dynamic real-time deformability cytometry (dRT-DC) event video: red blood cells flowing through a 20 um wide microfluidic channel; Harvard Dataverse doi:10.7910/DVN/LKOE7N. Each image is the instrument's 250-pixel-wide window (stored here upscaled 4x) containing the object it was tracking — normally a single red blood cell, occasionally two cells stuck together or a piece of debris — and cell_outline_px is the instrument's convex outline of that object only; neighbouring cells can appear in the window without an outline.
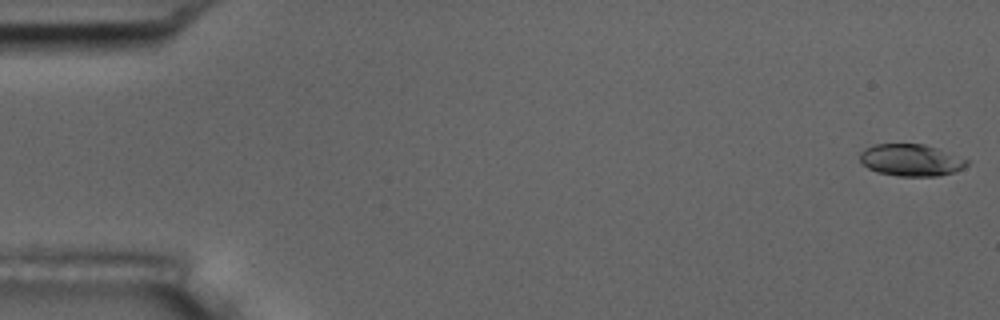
{"species": "common noctule bat (a hibernating species)", "species_latin": "Nyctalus noctula", "temperature_condition": "room temperature", "stored_images_in_passage": 56, "camera_frame_rate_fps": 3000, "um_per_image_px": 0.085, "animal": {"sex": "male", "body_mass_g": 17.5, "forearm_length_mm": 52.3}, "frame": {"image": 1, "passage_image": 1, "time_ms": 0.0, "image_size_px": [1000, 320], "cell_outline_px": [[968, 164], [964, 168], [940, 176], [896, 176], [876, 172], [868, 168], [860, 160], [860, 152], [864, 148], [876, 144], [924, 144], [936, 148], [968, 160]], "centroid_in_image_um": [77.4, 13.61], "position_along_channel_um": 7.6, "area_um2": 19.83}}
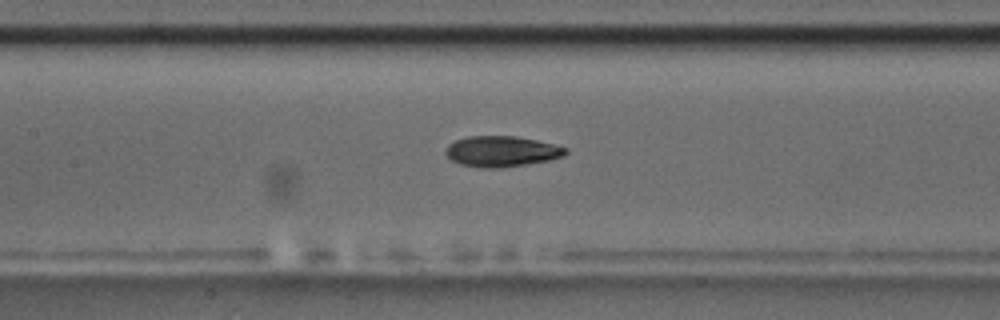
{"frame": {"image": 2, "passage_image": 26, "time_ms": 8.333, "image_size_px": [1000, 320], "cell_outline_px": [[568, 152], [564, 156], [548, 160], [524, 164], [492, 168], [484, 168], [460, 164], [452, 160], [444, 152], [444, 148], [448, 144], [456, 140], [468, 136], [516, 136], [536, 140], [568, 148]], "centroid_in_image_um": [42.61, 12.85], "position_along_channel_um": 164.8, "area_um2": 21.27}}
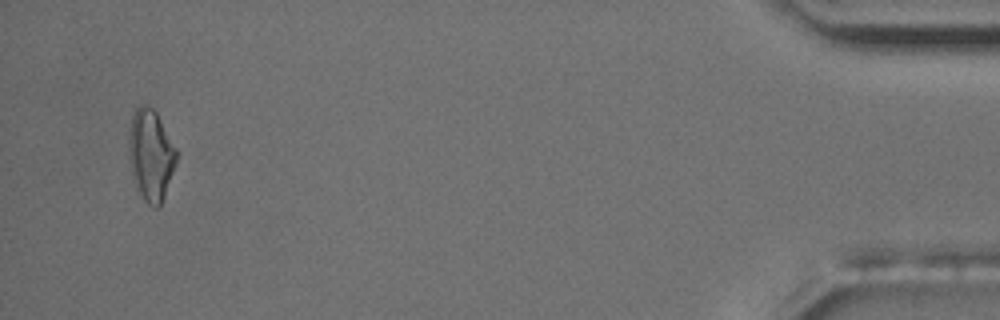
{"frame": {"image": 3, "passage_image": 54, "time_ms": 17.667, "image_size_px": [1000, 320], "cell_outline_px": [[176, 164], [164, 196], [160, 204], [156, 208], [152, 208], [144, 200], [136, 188], [132, 180], [128, 156], [128, 132], [132, 116], [136, 108], [140, 104], [144, 104], [152, 108], [156, 112], [176, 148]], "centroid_in_image_um": [12.78, 13.18], "position_along_channel_um": 422.4, "area_um2": 25.55}, "authors_computed_cell_mechanics": {"area_um2": 20.9814, "velocity_mm_per_s": 3.6155, "shape_relaxation_time_tau1_ms": 4.9712, "shape_relaxation_time_tau2_ms": 5.169, "deformation_change_tau1": 0.147, "deformation_change_tau2": 0.1186}}